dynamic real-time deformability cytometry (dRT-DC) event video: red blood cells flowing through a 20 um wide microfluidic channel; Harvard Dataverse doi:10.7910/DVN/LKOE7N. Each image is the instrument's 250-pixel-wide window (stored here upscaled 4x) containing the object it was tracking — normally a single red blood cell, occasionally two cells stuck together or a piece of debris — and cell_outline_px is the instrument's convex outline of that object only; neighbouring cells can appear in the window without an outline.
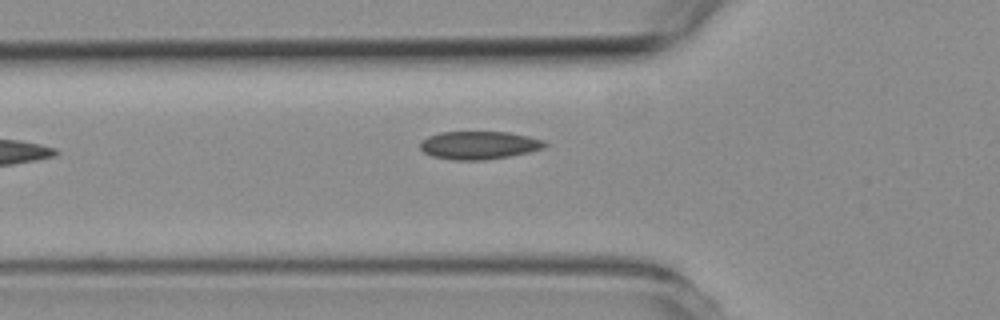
{"species": "common noctule bat (a hibernating species)", "species_latin": "Nyctalus noctula", "temperature_condition": "room temperature", "stored_images_in_passage": 5, "camera_frame_rate_fps": 3000, "um_per_image_px": 0.085, "animal": {"sex": "female", "body_mass_g": 19.3, "forearm_length_mm": 54.1}, "frame": {"image": 1, "passage_image": 5, "time_ms": 4.667, "image_size_px": [1000, 320], "cell_outline_px": [[548, 144], [544, 148], [528, 152], [508, 156], [484, 160], [452, 160], [432, 156], [424, 152], [420, 148], [420, 140], [428, 136], [440, 132], [508, 132], [528, 136], [544, 140]], "centroid_in_image_um": [40.7, 12.34], "position_along_channel_um": 85.1, "area_um2": 20.4}}